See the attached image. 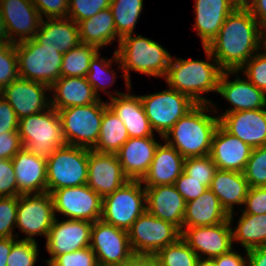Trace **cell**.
I'll list each match as a JSON object with an SVG mask.
<instances>
[{"label": "cell", "instance_id": "obj_10", "mask_svg": "<svg viewBox=\"0 0 266 266\" xmlns=\"http://www.w3.org/2000/svg\"><path fill=\"white\" fill-rule=\"evenodd\" d=\"M139 97L151 128L157 131L162 139L174 124L196 105L189 96L170 87L162 92Z\"/></svg>", "mask_w": 266, "mask_h": 266}, {"label": "cell", "instance_id": "obj_8", "mask_svg": "<svg viewBox=\"0 0 266 266\" xmlns=\"http://www.w3.org/2000/svg\"><path fill=\"white\" fill-rule=\"evenodd\" d=\"M89 149L64 145L46 159L47 192L87 184Z\"/></svg>", "mask_w": 266, "mask_h": 266}, {"label": "cell", "instance_id": "obj_3", "mask_svg": "<svg viewBox=\"0 0 266 266\" xmlns=\"http://www.w3.org/2000/svg\"><path fill=\"white\" fill-rule=\"evenodd\" d=\"M132 36L123 37L113 54V61L121 66V76L124 77L128 90L132 85L130 70L152 77H165L172 57L158 42L141 35Z\"/></svg>", "mask_w": 266, "mask_h": 266}, {"label": "cell", "instance_id": "obj_28", "mask_svg": "<svg viewBox=\"0 0 266 266\" xmlns=\"http://www.w3.org/2000/svg\"><path fill=\"white\" fill-rule=\"evenodd\" d=\"M34 39L42 47L55 48L62 54L81 43L79 26L69 17L42 19Z\"/></svg>", "mask_w": 266, "mask_h": 266}, {"label": "cell", "instance_id": "obj_13", "mask_svg": "<svg viewBox=\"0 0 266 266\" xmlns=\"http://www.w3.org/2000/svg\"><path fill=\"white\" fill-rule=\"evenodd\" d=\"M55 215L49 192L18 196L16 227L27 236L21 240L36 242L34 235L47 238Z\"/></svg>", "mask_w": 266, "mask_h": 266}, {"label": "cell", "instance_id": "obj_1", "mask_svg": "<svg viewBox=\"0 0 266 266\" xmlns=\"http://www.w3.org/2000/svg\"><path fill=\"white\" fill-rule=\"evenodd\" d=\"M262 45V28L249 10L234 9L207 47V60L214 58L223 70H239Z\"/></svg>", "mask_w": 266, "mask_h": 266}, {"label": "cell", "instance_id": "obj_45", "mask_svg": "<svg viewBox=\"0 0 266 266\" xmlns=\"http://www.w3.org/2000/svg\"><path fill=\"white\" fill-rule=\"evenodd\" d=\"M18 196L0 197V238L15 237Z\"/></svg>", "mask_w": 266, "mask_h": 266}, {"label": "cell", "instance_id": "obj_20", "mask_svg": "<svg viewBox=\"0 0 266 266\" xmlns=\"http://www.w3.org/2000/svg\"><path fill=\"white\" fill-rule=\"evenodd\" d=\"M219 124L251 148L266 145V109L236 111L219 116Z\"/></svg>", "mask_w": 266, "mask_h": 266}, {"label": "cell", "instance_id": "obj_59", "mask_svg": "<svg viewBox=\"0 0 266 266\" xmlns=\"http://www.w3.org/2000/svg\"><path fill=\"white\" fill-rule=\"evenodd\" d=\"M255 0H229L234 9L249 10Z\"/></svg>", "mask_w": 266, "mask_h": 266}, {"label": "cell", "instance_id": "obj_57", "mask_svg": "<svg viewBox=\"0 0 266 266\" xmlns=\"http://www.w3.org/2000/svg\"><path fill=\"white\" fill-rule=\"evenodd\" d=\"M16 241V237L0 238V266H7V257Z\"/></svg>", "mask_w": 266, "mask_h": 266}, {"label": "cell", "instance_id": "obj_41", "mask_svg": "<svg viewBox=\"0 0 266 266\" xmlns=\"http://www.w3.org/2000/svg\"><path fill=\"white\" fill-rule=\"evenodd\" d=\"M217 166L210 155L185 158L183 172L209 188Z\"/></svg>", "mask_w": 266, "mask_h": 266}, {"label": "cell", "instance_id": "obj_44", "mask_svg": "<svg viewBox=\"0 0 266 266\" xmlns=\"http://www.w3.org/2000/svg\"><path fill=\"white\" fill-rule=\"evenodd\" d=\"M19 77L16 47L10 43L0 52V92Z\"/></svg>", "mask_w": 266, "mask_h": 266}, {"label": "cell", "instance_id": "obj_18", "mask_svg": "<svg viewBox=\"0 0 266 266\" xmlns=\"http://www.w3.org/2000/svg\"><path fill=\"white\" fill-rule=\"evenodd\" d=\"M49 90L50 87L45 84L19 77L7 85L0 95L12 106L18 119H21L51 107V100L46 97Z\"/></svg>", "mask_w": 266, "mask_h": 266}, {"label": "cell", "instance_id": "obj_53", "mask_svg": "<svg viewBox=\"0 0 266 266\" xmlns=\"http://www.w3.org/2000/svg\"><path fill=\"white\" fill-rule=\"evenodd\" d=\"M19 119L12 106L0 95V132H18Z\"/></svg>", "mask_w": 266, "mask_h": 266}, {"label": "cell", "instance_id": "obj_34", "mask_svg": "<svg viewBox=\"0 0 266 266\" xmlns=\"http://www.w3.org/2000/svg\"><path fill=\"white\" fill-rule=\"evenodd\" d=\"M129 138L124 123L107 107L103 113L98 141L92 150L116 154Z\"/></svg>", "mask_w": 266, "mask_h": 266}, {"label": "cell", "instance_id": "obj_50", "mask_svg": "<svg viewBox=\"0 0 266 266\" xmlns=\"http://www.w3.org/2000/svg\"><path fill=\"white\" fill-rule=\"evenodd\" d=\"M37 8L40 17L65 18L68 16L69 0H31Z\"/></svg>", "mask_w": 266, "mask_h": 266}, {"label": "cell", "instance_id": "obj_54", "mask_svg": "<svg viewBox=\"0 0 266 266\" xmlns=\"http://www.w3.org/2000/svg\"><path fill=\"white\" fill-rule=\"evenodd\" d=\"M216 266H247V257L244 258L240 253L235 252L233 248L225 254L212 259Z\"/></svg>", "mask_w": 266, "mask_h": 266}, {"label": "cell", "instance_id": "obj_40", "mask_svg": "<svg viewBox=\"0 0 266 266\" xmlns=\"http://www.w3.org/2000/svg\"><path fill=\"white\" fill-rule=\"evenodd\" d=\"M243 173L249 187H266V145L252 149Z\"/></svg>", "mask_w": 266, "mask_h": 266}, {"label": "cell", "instance_id": "obj_15", "mask_svg": "<svg viewBox=\"0 0 266 266\" xmlns=\"http://www.w3.org/2000/svg\"><path fill=\"white\" fill-rule=\"evenodd\" d=\"M233 214H229L225 222L215 225L182 228L181 238L200 259H214L228 253L233 245L231 229Z\"/></svg>", "mask_w": 266, "mask_h": 266}, {"label": "cell", "instance_id": "obj_24", "mask_svg": "<svg viewBox=\"0 0 266 266\" xmlns=\"http://www.w3.org/2000/svg\"><path fill=\"white\" fill-rule=\"evenodd\" d=\"M12 163L21 195L47 192L46 158L30 153L22 147L12 158Z\"/></svg>", "mask_w": 266, "mask_h": 266}, {"label": "cell", "instance_id": "obj_39", "mask_svg": "<svg viewBox=\"0 0 266 266\" xmlns=\"http://www.w3.org/2000/svg\"><path fill=\"white\" fill-rule=\"evenodd\" d=\"M113 59H105V58H100V54L99 52L92 58L90 64H89V70H88V73H87V81L88 83L93 87L94 89V92L96 93V95L98 97L99 96V90H103V92L105 94H107L110 98H113L114 96L113 95H110V93H108L106 91V88L105 86H109V85H112L111 83L115 82V70H110L109 71V67L111 68V64L113 63L112 61ZM107 73V75H106ZM108 73H112L111 75V82L109 85H105L106 83H104L106 80H109V79H106L109 74ZM105 75L107 77H105ZM106 80H105V79ZM109 78V77H108ZM109 80V81H110ZM102 83V84H101Z\"/></svg>", "mask_w": 266, "mask_h": 266}, {"label": "cell", "instance_id": "obj_36", "mask_svg": "<svg viewBox=\"0 0 266 266\" xmlns=\"http://www.w3.org/2000/svg\"><path fill=\"white\" fill-rule=\"evenodd\" d=\"M114 17L115 29L119 41L133 34L143 9V0H111L109 6Z\"/></svg>", "mask_w": 266, "mask_h": 266}, {"label": "cell", "instance_id": "obj_16", "mask_svg": "<svg viewBox=\"0 0 266 266\" xmlns=\"http://www.w3.org/2000/svg\"><path fill=\"white\" fill-rule=\"evenodd\" d=\"M93 222L55 217L46 238V250L51 258L44 260L47 266L59 255L74 252L90 246L91 228Z\"/></svg>", "mask_w": 266, "mask_h": 266}, {"label": "cell", "instance_id": "obj_12", "mask_svg": "<svg viewBox=\"0 0 266 266\" xmlns=\"http://www.w3.org/2000/svg\"><path fill=\"white\" fill-rule=\"evenodd\" d=\"M90 247L99 266H123L135 256L130 246L128 231L101 219L93 222Z\"/></svg>", "mask_w": 266, "mask_h": 266}, {"label": "cell", "instance_id": "obj_25", "mask_svg": "<svg viewBox=\"0 0 266 266\" xmlns=\"http://www.w3.org/2000/svg\"><path fill=\"white\" fill-rule=\"evenodd\" d=\"M159 143L155 137L129 138L116 153L129 180H142L147 174Z\"/></svg>", "mask_w": 266, "mask_h": 266}, {"label": "cell", "instance_id": "obj_38", "mask_svg": "<svg viewBox=\"0 0 266 266\" xmlns=\"http://www.w3.org/2000/svg\"><path fill=\"white\" fill-rule=\"evenodd\" d=\"M154 257L158 266H198L200 258L180 237L162 248Z\"/></svg>", "mask_w": 266, "mask_h": 266}, {"label": "cell", "instance_id": "obj_43", "mask_svg": "<svg viewBox=\"0 0 266 266\" xmlns=\"http://www.w3.org/2000/svg\"><path fill=\"white\" fill-rule=\"evenodd\" d=\"M111 0H69L68 16L76 24L109 8Z\"/></svg>", "mask_w": 266, "mask_h": 266}, {"label": "cell", "instance_id": "obj_11", "mask_svg": "<svg viewBox=\"0 0 266 266\" xmlns=\"http://www.w3.org/2000/svg\"><path fill=\"white\" fill-rule=\"evenodd\" d=\"M128 236L135 256H154L162 248L176 242L181 237V231L145 211L132 224Z\"/></svg>", "mask_w": 266, "mask_h": 266}, {"label": "cell", "instance_id": "obj_37", "mask_svg": "<svg viewBox=\"0 0 266 266\" xmlns=\"http://www.w3.org/2000/svg\"><path fill=\"white\" fill-rule=\"evenodd\" d=\"M100 50L93 45L80 43L63 54L61 77H86L92 58Z\"/></svg>", "mask_w": 266, "mask_h": 266}, {"label": "cell", "instance_id": "obj_60", "mask_svg": "<svg viewBox=\"0 0 266 266\" xmlns=\"http://www.w3.org/2000/svg\"><path fill=\"white\" fill-rule=\"evenodd\" d=\"M0 39H5L10 42V35L7 26L5 25L1 9H0Z\"/></svg>", "mask_w": 266, "mask_h": 266}, {"label": "cell", "instance_id": "obj_32", "mask_svg": "<svg viewBox=\"0 0 266 266\" xmlns=\"http://www.w3.org/2000/svg\"><path fill=\"white\" fill-rule=\"evenodd\" d=\"M249 188L244 173L221 169L216 170L209 186L228 214L233 213L234 204L244 206Z\"/></svg>", "mask_w": 266, "mask_h": 266}, {"label": "cell", "instance_id": "obj_61", "mask_svg": "<svg viewBox=\"0 0 266 266\" xmlns=\"http://www.w3.org/2000/svg\"><path fill=\"white\" fill-rule=\"evenodd\" d=\"M198 266H216L212 259H200Z\"/></svg>", "mask_w": 266, "mask_h": 266}, {"label": "cell", "instance_id": "obj_30", "mask_svg": "<svg viewBox=\"0 0 266 266\" xmlns=\"http://www.w3.org/2000/svg\"><path fill=\"white\" fill-rule=\"evenodd\" d=\"M195 24L202 46L207 47L219 33L227 16L234 10L229 0H196Z\"/></svg>", "mask_w": 266, "mask_h": 266}, {"label": "cell", "instance_id": "obj_27", "mask_svg": "<svg viewBox=\"0 0 266 266\" xmlns=\"http://www.w3.org/2000/svg\"><path fill=\"white\" fill-rule=\"evenodd\" d=\"M185 158L166 141L159 143L147 174L141 180L144 187L174 184L183 172Z\"/></svg>", "mask_w": 266, "mask_h": 266}, {"label": "cell", "instance_id": "obj_7", "mask_svg": "<svg viewBox=\"0 0 266 266\" xmlns=\"http://www.w3.org/2000/svg\"><path fill=\"white\" fill-rule=\"evenodd\" d=\"M107 102L73 106L58 110L66 145L92 149L99 138L101 122Z\"/></svg>", "mask_w": 266, "mask_h": 266}, {"label": "cell", "instance_id": "obj_58", "mask_svg": "<svg viewBox=\"0 0 266 266\" xmlns=\"http://www.w3.org/2000/svg\"><path fill=\"white\" fill-rule=\"evenodd\" d=\"M123 266H158L154 256H134Z\"/></svg>", "mask_w": 266, "mask_h": 266}, {"label": "cell", "instance_id": "obj_56", "mask_svg": "<svg viewBox=\"0 0 266 266\" xmlns=\"http://www.w3.org/2000/svg\"><path fill=\"white\" fill-rule=\"evenodd\" d=\"M249 11L261 28L266 26V0H255Z\"/></svg>", "mask_w": 266, "mask_h": 266}, {"label": "cell", "instance_id": "obj_35", "mask_svg": "<svg viewBox=\"0 0 266 266\" xmlns=\"http://www.w3.org/2000/svg\"><path fill=\"white\" fill-rule=\"evenodd\" d=\"M235 228H231L232 240L238 241L245 250L266 245V214L242 213Z\"/></svg>", "mask_w": 266, "mask_h": 266}, {"label": "cell", "instance_id": "obj_9", "mask_svg": "<svg viewBox=\"0 0 266 266\" xmlns=\"http://www.w3.org/2000/svg\"><path fill=\"white\" fill-rule=\"evenodd\" d=\"M146 211V192L141 180H129L102 198L101 220L128 231Z\"/></svg>", "mask_w": 266, "mask_h": 266}, {"label": "cell", "instance_id": "obj_46", "mask_svg": "<svg viewBox=\"0 0 266 266\" xmlns=\"http://www.w3.org/2000/svg\"><path fill=\"white\" fill-rule=\"evenodd\" d=\"M257 88L266 93V52L255 53L239 71Z\"/></svg>", "mask_w": 266, "mask_h": 266}, {"label": "cell", "instance_id": "obj_26", "mask_svg": "<svg viewBox=\"0 0 266 266\" xmlns=\"http://www.w3.org/2000/svg\"><path fill=\"white\" fill-rule=\"evenodd\" d=\"M108 107L124 123L130 138L154 137L139 96L114 92Z\"/></svg>", "mask_w": 266, "mask_h": 266}, {"label": "cell", "instance_id": "obj_14", "mask_svg": "<svg viewBox=\"0 0 266 266\" xmlns=\"http://www.w3.org/2000/svg\"><path fill=\"white\" fill-rule=\"evenodd\" d=\"M54 213L67 219L95 222L101 219L102 197L87 184L52 191Z\"/></svg>", "mask_w": 266, "mask_h": 266}, {"label": "cell", "instance_id": "obj_2", "mask_svg": "<svg viewBox=\"0 0 266 266\" xmlns=\"http://www.w3.org/2000/svg\"><path fill=\"white\" fill-rule=\"evenodd\" d=\"M211 104H196L163 137L184 158L210 155L219 117L206 114ZM172 136V138H171Z\"/></svg>", "mask_w": 266, "mask_h": 266}, {"label": "cell", "instance_id": "obj_22", "mask_svg": "<svg viewBox=\"0 0 266 266\" xmlns=\"http://www.w3.org/2000/svg\"><path fill=\"white\" fill-rule=\"evenodd\" d=\"M252 149L219 124L212 137L210 156L217 169L243 173Z\"/></svg>", "mask_w": 266, "mask_h": 266}, {"label": "cell", "instance_id": "obj_31", "mask_svg": "<svg viewBox=\"0 0 266 266\" xmlns=\"http://www.w3.org/2000/svg\"><path fill=\"white\" fill-rule=\"evenodd\" d=\"M229 214L218 197L208 188L197 199L186 203L183 228L211 226L225 222Z\"/></svg>", "mask_w": 266, "mask_h": 266}, {"label": "cell", "instance_id": "obj_29", "mask_svg": "<svg viewBox=\"0 0 266 266\" xmlns=\"http://www.w3.org/2000/svg\"><path fill=\"white\" fill-rule=\"evenodd\" d=\"M51 107L57 111L73 106H86L98 102L100 98L88 83L86 77H60L51 87Z\"/></svg>", "mask_w": 266, "mask_h": 266}, {"label": "cell", "instance_id": "obj_63", "mask_svg": "<svg viewBox=\"0 0 266 266\" xmlns=\"http://www.w3.org/2000/svg\"><path fill=\"white\" fill-rule=\"evenodd\" d=\"M262 46L265 47L266 50V26L262 28Z\"/></svg>", "mask_w": 266, "mask_h": 266}, {"label": "cell", "instance_id": "obj_23", "mask_svg": "<svg viewBox=\"0 0 266 266\" xmlns=\"http://www.w3.org/2000/svg\"><path fill=\"white\" fill-rule=\"evenodd\" d=\"M146 192V211L156 218L183 228L186 202L174 184L144 187Z\"/></svg>", "mask_w": 266, "mask_h": 266}, {"label": "cell", "instance_id": "obj_48", "mask_svg": "<svg viewBox=\"0 0 266 266\" xmlns=\"http://www.w3.org/2000/svg\"><path fill=\"white\" fill-rule=\"evenodd\" d=\"M20 195L12 159H0V197Z\"/></svg>", "mask_w": 266, "mask_h": 266}, {"label": "cell", "instance_id": "obj_49", "mask_svg": "<svg viewBox=\"0 0 266 266\" xmlns=\"http://www.w3.org/2000/svg\"><path fill=\"white\" fill-rule=\"evenodd\" d=\"M174 186L178 193L184 198L185 202L197 199L204 191L208 189L202 184V181L193 179L184 172L175 181Z\"/></svg>", "mask_w": 266, "mask_h": 266}, {"label": "cell", "instance_id": "obj_51", "mask_svg": "<svg viewBox=\"0 0 266 266\" xmlns=\"http://www.w3.org/2000/svg\"><path fill=\"white\" fill-rule=\"evenodd\" d=\"M241 212L252 215L266 214V187H250Z\"/></svg>", "mask_w": 266, "mask_h": 266}, {"label": "cell", "instance_id": "obj_19", "mask_svg": "<svg viewBox=\"0 0 266 266\" xmlns=\"http://www.w3.org/2000/svg\"><path fill=\"white\" fill-rule=\"evenodd\" d=\"M0 9L11 44L35 37L42 18L31 0H0Z\"/></svg>", "mask_w": 266, "mask_h": 266}, {"label": "cell", "instance_id": "obj_42", "mask_svg": "<svg viewBox=\"0 0 266 266\" xmlns=\"http://www.w3.org/2000/svg\"><path fill=\"white\" fill-rule=\"evenodd\" d=\"M38 252L37 242L18 239L7 257V266H34Z\"/></svg>", "mask_w": 266, "mask_h": 266}, {"label": "cell", "instance_id": "obj_5", "mask_svg": "<svg viewBox=\"0 0 266 266\" xmlns=\"http://www.w3.org/2000/svg\"><path fill=\"white\" fill-rule=\"evenodd\" d=\"M17 131L24 148L46 159L66 145L59 113L53 107L19 119Z\"/></svg>", "mask_w": 266, "mask_h": 266}, {"label": "cell", "instance_id": "obj_21", "mask_svg": "<svg viewBox=\"0 0 266 266\" xmlns=\"http://www.w3.org/2000/svg\"><path fill=\"white\" fill-rule=\"evenodd\" d=\"M238 72L240 71L224 70L221 74L217 93L233 106L222 114L266 108V93L253 85L247 78L240 79L237 75L234 81H229V75L238 74Z\"/></svg>", "mask_w": 266, "mask_h": 266}, {"label": "cell", "instance_id": "obj_17", "mask_svg": "<svg viewBox=\"0 0 266 266\" xmlns=\"http://www.w3.org/2000/svg\"><path fill=\"white\" fill-rule=\"evenodd\" d=\"M129 181L116 154L89 149L87 185L102 198Z\"/></svg>", "mask_w": 266, "mask_h": 266}, {"label": "cell", "instance_id": "obj_4", "mask_svg": "<svg viewBox=\"0 0 266 266\" xmlns=\"http://www.w3.org/2000/svg\"><path fill=\"white\" fill-rule=\"evenodd\" d=\"M213 62L214 64H211ZM211 62L171 57L165 75L168 86L189 96L196 104H211L203 93L218 92L219 80L224 71L213 58Z\"/></svg>", "mask_w": 266, "mask_h": 266}, {"label": "cell", "instance_id": "obj_47", "mask_svg": "<svg viewBox=\"0 0 266 266\" xmlns=\"http://www.w3.org/2000/svg\"><path fill=\"white\" fill-rule=\"evenodd\" d=\"M48 266H99L91 247L57 256Z\"/></svg>", "mask_w": 266, "mask_h": 266}, {"label": "cell", "instance_id": "obj_33", "mask_svg": "<svg viewBox=\"0 0 266 266\" xmlns=\"http://www.w3.org/2000/svg\"><path fill=\"white\" fill-rule=\"evenodd\" d=\"M78 26L81 43L96 46L98 49L110 45L118 37L110 8L80 21Z\"/></svg>", "mask_w": 266, "mask_h": 266}, {"label": "cell", "instance_id": "obj_62", "mask_svg": "<svg viewBox=\"0 0 266 266\" xmlns=\"http://www.w3.org/2000/svg\"><path fill=\"white\" fill-rule=\"evenodd\" d=\"M9 44V41L5 39H0V52H2Z\"/></svg>", "mask_w": 266, "mask_h": 266}, {"label": "cell", "instance_id": "obj_6", "mask_svg": "<svg viewBox=\"0 0 266 266\" xmlns=\"http://www.w3.org/2000/svg\"><path fill=\"white\" fill-rule=\"evenodd\" d=\"M19 76L51 87L61 77L63 54L34 38L15 43Z\"/></svg>", "mask_w": 266, "mask_h": 266}, {"label": "cell", "instance_id": "obj_52", "mask_svg": "<svg viewBox=\"0 0 266 266\" xmlns=\"http://www.w3.org/2000/svg\"><path fill=\"white\" fill-rule=\"evenodd\" d=\"M22 147L18 132H0V159H12Z\"/></svg>", "mask_w": 266, "mask_h": 266}, {"label": "cell", "instance_id": "obj_55", "mask_svg": "<svg viewBox=\"0 0 266 266\" xmlns=\"http://www.w3.org/2000/svg\"><path fill=\"white\" fill-rule=\"evenodd\" d=\"M247 266H266V245L246 250Z\"/></svg>", "mask_w": 266, "mask_h": 266}]
</instances>
